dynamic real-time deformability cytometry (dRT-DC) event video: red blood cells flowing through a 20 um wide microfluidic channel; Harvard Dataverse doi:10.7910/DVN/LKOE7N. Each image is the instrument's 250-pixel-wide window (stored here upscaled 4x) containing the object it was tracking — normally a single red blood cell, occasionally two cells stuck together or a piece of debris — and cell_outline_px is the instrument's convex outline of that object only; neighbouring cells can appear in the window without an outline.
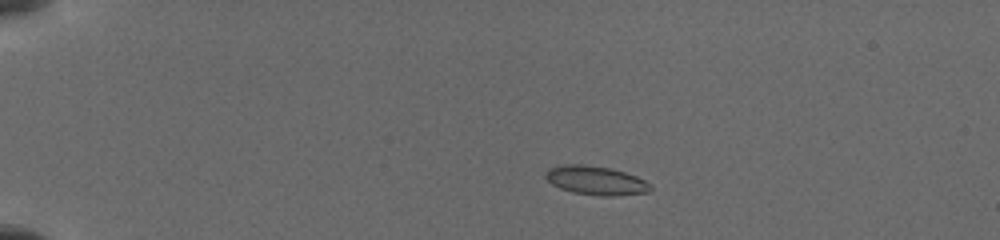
{"species": "common noctule bat (a hibernating species)", "species_latin": "Nyctalus noctula", "temperature_condition": "cold", "stored_images_in_passage": 19, "camera_frame_rate_fps": 3000, "um_per_image_px": 0.085, "animal": {"sex": "female", "body_mass_g": 19.5, "forearm_length_mm": 54.1}, "frame": {"image": 1, "passage_image": 3, "time_ms": 1.333, "image_size_px": [1000, 240], "cell_outline_px": [[652, 188], [648, 192], [616, 196], [600, 196], [572, 192], [560, 188], [552, 184], [544, 176], [544, 172], [548, 168], [568, 164], [580, 164], [612, 168], [636, 176], [652, 184]], "centroid_in_image_um": [50.65, 15.34], "position_along_channel_um": 34.4, "area_um2": 17.74}}
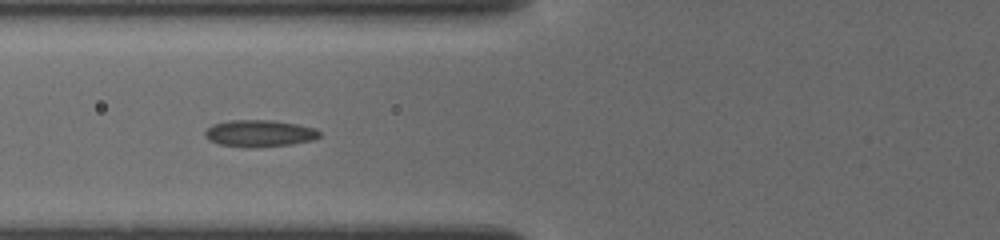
{"frame": {"image": 2, "passage_image": 12, "time_ms": 5.0, "image_size_px": [1000, 240], "cell_outline_px": [[320, 136], [312, 140], [292, 144], [260, 148], [244, 148], [220, 144], [208, 140], [204, 136], [204, 132], [212, 124], [228, 120], [272, 120], [296, 124], [316, 128], [320, 132]], "centroid_in_image_um": [22.03, 11.35], "position_along_channel_um": 103.8, "area_um2": 18.21}}
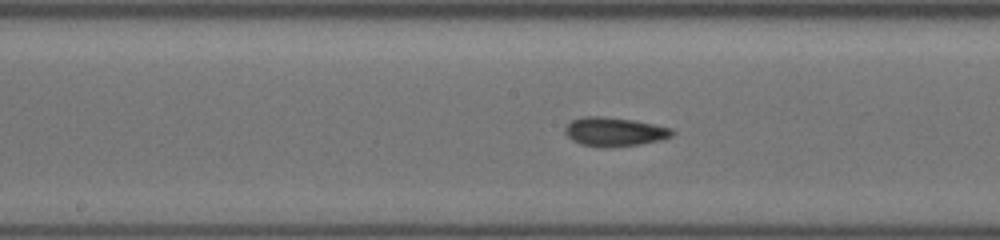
{"frame": {"image": 3, "passage_image": 17, "time_ms": 7.333, "image_size_px": [1000, 240], "cell_outline_px": [[676, 132], [672, 136], [660, 140], [640, 144], [608, 148], [580, 144], [572, 140], [564, 132], [564, 128], [572, 120], [584, 116], [600, 116], [632, 120], [672, 128]], "centroid_in_image_um": [52.22, 11.21], "position_along_channel_um": 196.0, "area_um2": 18.03}}